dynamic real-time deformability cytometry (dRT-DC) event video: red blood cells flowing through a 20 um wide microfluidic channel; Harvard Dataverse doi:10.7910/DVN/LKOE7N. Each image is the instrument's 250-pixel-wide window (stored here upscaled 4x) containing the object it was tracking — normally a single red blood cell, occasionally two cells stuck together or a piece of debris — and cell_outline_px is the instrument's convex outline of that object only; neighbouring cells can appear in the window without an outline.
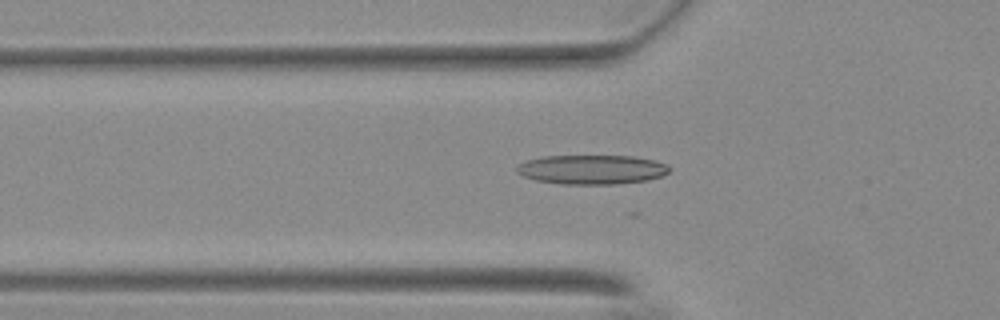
{"species": "Egyptian fruit bat (a non-hibernating species)", "species_latin": "Rousettus aegyptiacus", "temperature_condition": "warm", "stored_images_in_passage": 27, "camera_frame_rate_fps": 3000, "um_per_image_px": 0.085, "animal": {"sex": "female"}, "frame": {"image": 1, "passage_image": 17, "time_ms": 5.333, "image_size_px": [1000, 320], "cell_outline_px": [[672, 168], [668, 172], [660, 176], [648, 180], [616, 184], [560, 184], [536, 180], [520, 176], [516, 172], [516, 168], [520, 164], [528, 160], [540, 156], [632, 156], [652, 160], [664, 164]], "centroid_in_image_um": [50.26, 14.41], "position_along_channel_um": 75.5, "area_um2": 26.07}}
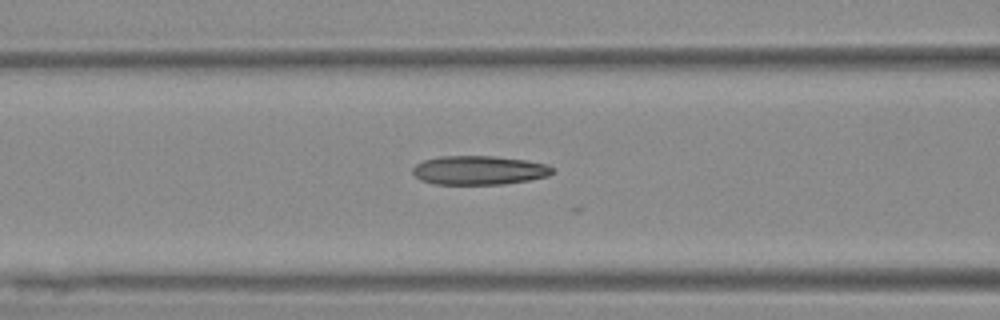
{"frame": {"image": 2, "passage_image": 21, "time_ms": 6.667, "image_size_px": [1000, 320], "cell_outline_px": [[552, 172], [548, 176], [528, 180], [504, 184], [432, 184], [420, 180], [412, 172], [412, 168], [416, 164], [424, 160], [440, 156], [496, 156], [524, 160], [548, 164], [552, 168]], "centroid_in_image_um": [40.69, 14.47], "position_along_channel_um": 125.9, "area_um2": 23.58}}
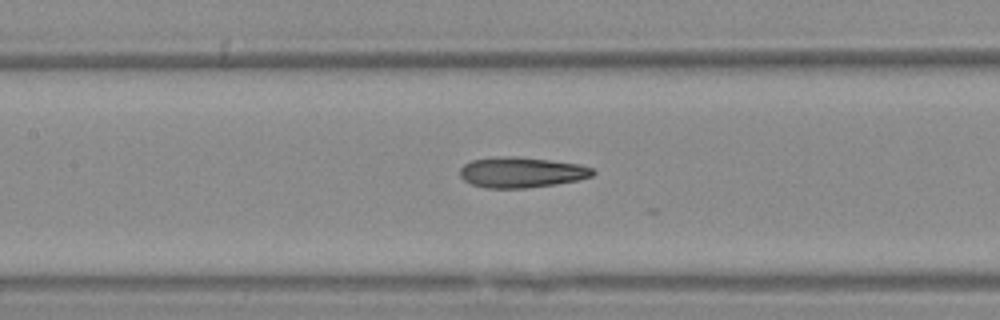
{"frame": {"image": 3, "passage_image": 24, "time_ms": 7.667, "image_size_px": [1000, 320], "cell_outline_px": [[596, 172], [592, 176], [580, 180], [556, 184], [524, 188], [484, 188], [472, 184], [464, 180], [460, 176], [460, 168], [464, 164], [472, 160], [504, 156], [516, 156], [580, 164], [592, 168]], "centroid_in_image_um": [44.33, 14.65], "position_along_channel_um": 163.1, "area_um2": 23.64}}